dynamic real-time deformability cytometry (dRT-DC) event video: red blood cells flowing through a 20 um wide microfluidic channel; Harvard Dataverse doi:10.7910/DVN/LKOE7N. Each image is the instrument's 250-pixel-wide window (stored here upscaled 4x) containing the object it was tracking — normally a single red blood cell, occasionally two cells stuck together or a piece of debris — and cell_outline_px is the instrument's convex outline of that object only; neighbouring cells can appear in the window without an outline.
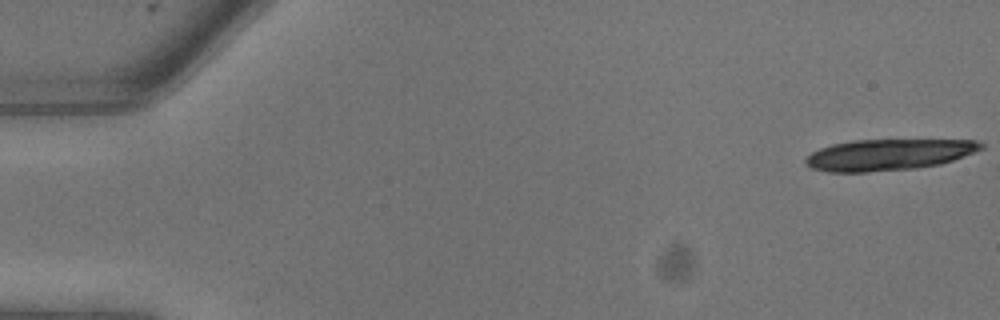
{"species": "common noctule bat (a hibernating species)", "species_latin": "Nyctalus noctula", "temperature_condition": "warm", "stored_images_in_passage": 12, "camera_frame_rate_fps": 3000, "um_per_image_px": 0.085, "animal": {"sex": "male", "body_mass_g": 13.3}, "frame": {"image": 1, "passage_image": 1, "time_ms": 0.0, "image_size_px": [1000, 320], "cell_outline_px": [[984, 148], [952, 160], [940, 164], [916, 168], [868, 172], [824, 172], [812, 168], [804, 164], [804, 160], [812, 152], [820, 148], [832, 144], [852, 140], [976, 140], [984, 144]], "centroid_in_image_um": [75.48, 13.15], "position_along_channel_um": 9.5, "area_um2": 31.91}}
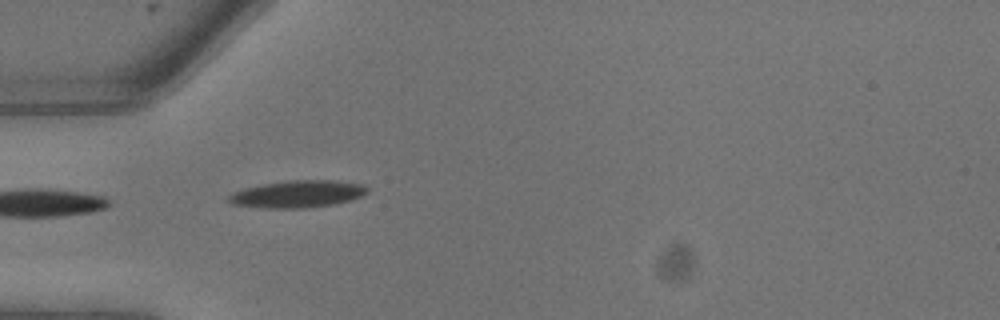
{"frame": {"image": 2, "passage_image": 8, "time_ms": 2.333, "image_size_px": [1000, 320], "cell_outline_px": [[368, 192], [352, 200], [332, 204], [308, 208], [260, 208], [228, 204], [224, 200], [232, 192], [244, 188], [264, 184], [288, 180], [336, 180], [364, 184], [368, 188]], "centroid_in_image_um": [25.24, 16.5], "position_along_channel_um": 59.8, "area_um2": 22.31}}
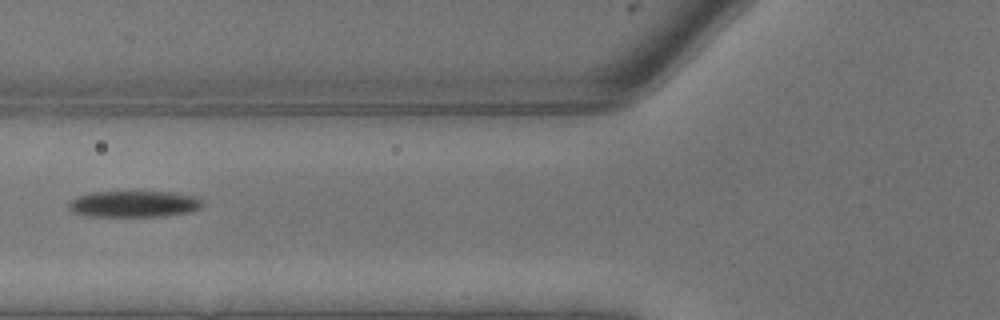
{"frame": {"image": 3, "passage_image": 10, "time_ms": 3.0, "image_size_px": [1000, 320], "cell_outline_px": [[204, 204], [200, 208], [192, 212], [164, 216], [88, 216], [72, 212], [68, 208], [68, 204], [76, 196], [92, 192], [172, 192], [196, 196]], "centroid_in_image_um": [11.4, 17.34], "position_along_channel_um": 114.4, "area_um2": 20.63}}